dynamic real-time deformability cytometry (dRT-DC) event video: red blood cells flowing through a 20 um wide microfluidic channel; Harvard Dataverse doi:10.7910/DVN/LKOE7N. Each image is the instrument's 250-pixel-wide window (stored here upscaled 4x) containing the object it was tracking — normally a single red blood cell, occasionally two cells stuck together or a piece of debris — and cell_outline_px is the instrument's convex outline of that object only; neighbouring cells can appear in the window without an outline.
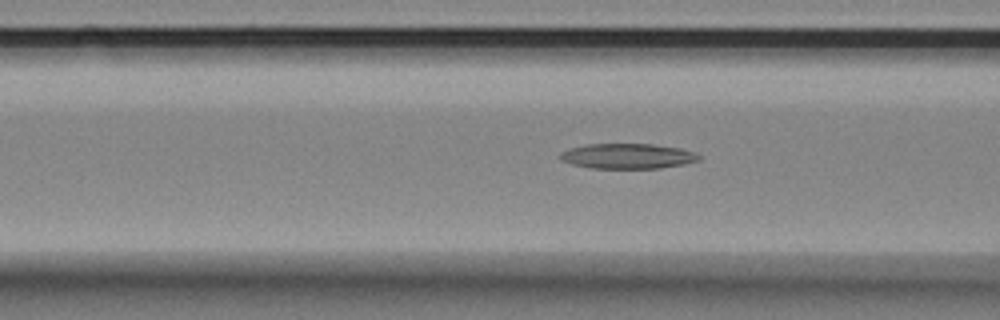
{"species": "Egyptian fruit bat (a non-hibernating species)", "species_latin": "Rousettus aegyptiacus", "temperature_condition": "room temperature", "stored_images_in_passage": 29, "camera_frame_rate_fps": 3000, "um_per_image_px": 0.085, "animal": {"sex": "female"}, "frame": {"image": 1, "passage_image": 5, "time_ms": 1.333, "image_size_px": [1000, 320], "cell_outline_px": [[700, 160], [684, 164], [660, 168], [592, 168], [572, 164], [560, 160], [556, 156], [560, 152], [568, 148], [584, 144], [652, 144], [680, 148], [696, 152], [700, 156]], "centroid_in_image_um": [53.3, 13.26], "position_along_channel_um": 113.3, "area_um2": 20.58}}
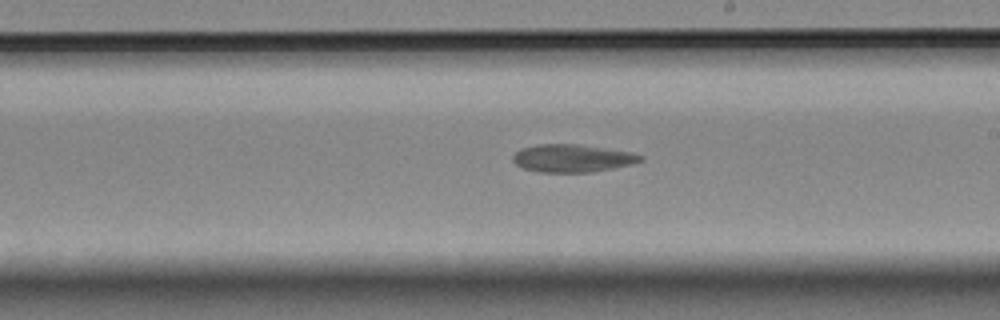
{"frame": {"image": 2, "passage_image": 16, "time_ms": 5.0, "image_size_px": [1000, 320], "cell_outline_px": [[644, 160], [632, 164], [592, 172], [540, 172], [520, 168], [512, 160], [512, 156], [520, 148], [536, 144], [580, 144], [632, 152], [644, 156]], "centroid_in_image_um": [48.63, 13.44], "position_along_channel_um": 240.4, "area_um2": 20.87}}
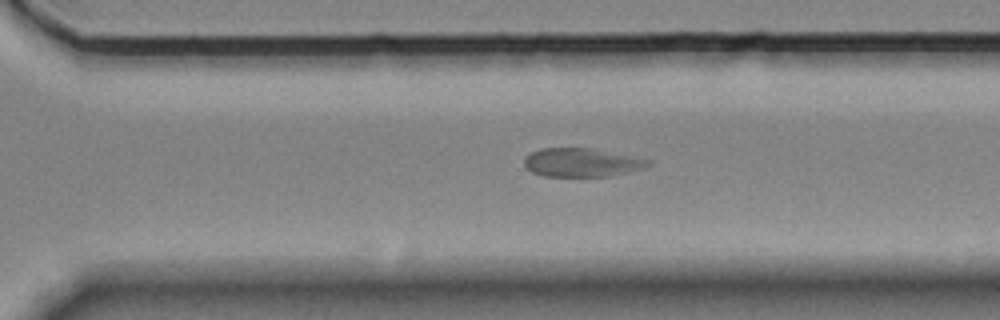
{"frame": {"image": 3, "passage_image": 23, "time_ms": 7.333, "image_size_px": [1000, 320], "cell_outline_px": [[652, 164], [644, 168], [612, 176], [544, 176], [532, 172], [524, 168], [524, 156], [540, 148], [592, 148], [652, 160]], "centroid_in_image_um": [49.43, 13.81], "position_along_channel_um": 321.2, "area_um2": 20.81}}